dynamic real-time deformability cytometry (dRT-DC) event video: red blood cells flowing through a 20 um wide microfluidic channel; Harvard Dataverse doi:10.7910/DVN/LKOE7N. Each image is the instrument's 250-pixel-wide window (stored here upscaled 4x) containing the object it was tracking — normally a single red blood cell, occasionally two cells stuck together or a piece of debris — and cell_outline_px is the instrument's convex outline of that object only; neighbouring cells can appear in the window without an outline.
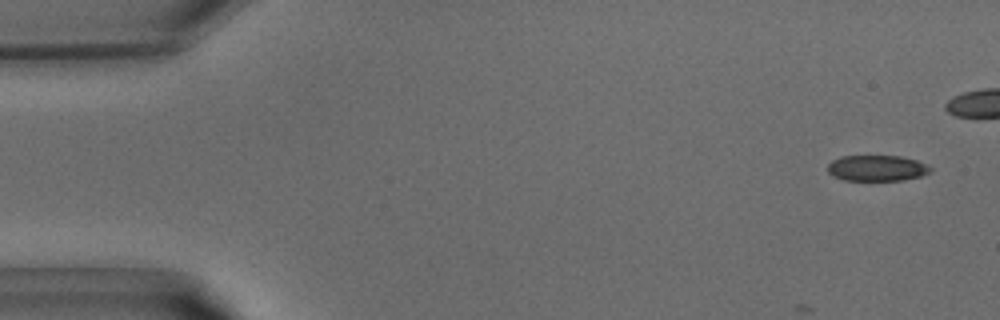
{"species": "common noctule bat (a hibernating species)", "species_latin": "Nyctalus noctula", "temperature_condition": "warm", "stored_images_in_passage": 9, "camera_frame_rate_fps": 3000, "um_per_image_px": 0.085, "animal": {"sex": "male", "body_mass_g": 15.6}, "frame": {"image": 1, "passage_image": 2, "time_ms": 0.333, "image_size_px": [1000, 320], "cell_outline_px": [[932, 172], [920, 176], [904, 180], [844, 180], [832, 176], [828, 172], [828, 164], [832, 160], [840, 156], [900, 156], [916, 160], [928, 164], [932, 168]], "centroid_in_image_um": [74.55, 14.29], "position_along_channel_um": 10.4, "area_um2": 15.61}}